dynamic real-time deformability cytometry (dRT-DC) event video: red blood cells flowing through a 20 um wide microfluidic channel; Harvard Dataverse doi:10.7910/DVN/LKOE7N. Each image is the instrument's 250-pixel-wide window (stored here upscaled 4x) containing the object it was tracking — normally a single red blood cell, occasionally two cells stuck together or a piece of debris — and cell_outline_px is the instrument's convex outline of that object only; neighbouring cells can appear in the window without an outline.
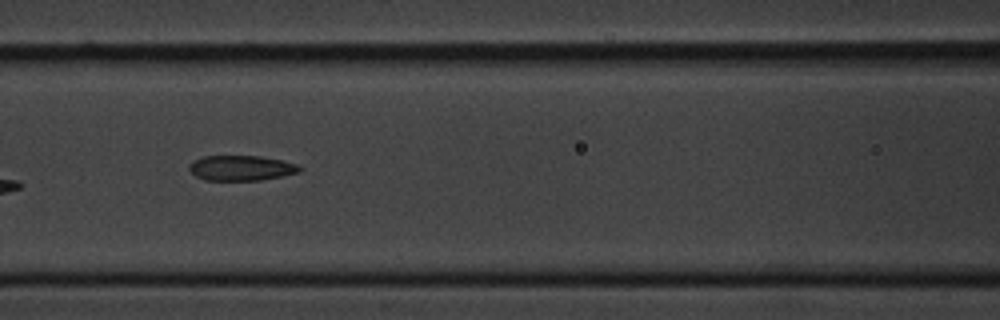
{"species": "common noctule bat (a hibernating species)", "species_latin": "Nyctalus noctula", "temperature_condition": "cold", "stored_images_in_passage": 7, "camera_frame_rate_fps": 3000, "um_per_image_px": 0.085, "animal": {"sex": "male", "body_mass_g": 20.1, "forearm_length_mm": 53.5}, "frame": {"image": 1, "passage_image": 6, "time_ms": 6.667, "image_size_px": [1000, 320], "cell_outline_px": [[304, 168], [300, 172], [260, 180], [204, 180], [196, 176], [188, 168], [188, 164], [204, 156], [260, 156], [280, 160], [296, 164]], "centroid_in_image_um": [20.5, 14.28], "position_along_channel_um": 146.1, "area_um2": 16.07}}
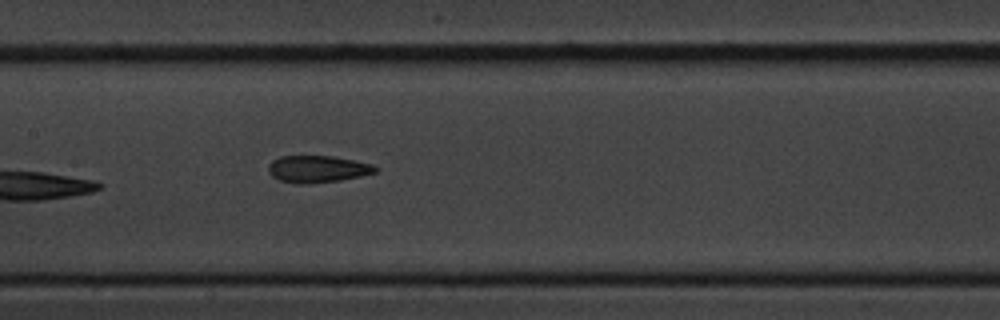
{"frame": {"image": 2, "passage_image": 7, "time_ms": 7.667, "image_size_px": [1000, 320], "cell_outline_px": [[380, 168], [376, 172], [360, 176], [340, 180], [304, 184], [296, 184], [280, 180], [272, 176], [268, 172], [268, 164], [272, 160], [280, 156], [332, 156], [372, 164]], "centroid_in_image_um": [26.97, 14.36], "position_along_channel_um": 180.4, "area_um2": 16.82}}